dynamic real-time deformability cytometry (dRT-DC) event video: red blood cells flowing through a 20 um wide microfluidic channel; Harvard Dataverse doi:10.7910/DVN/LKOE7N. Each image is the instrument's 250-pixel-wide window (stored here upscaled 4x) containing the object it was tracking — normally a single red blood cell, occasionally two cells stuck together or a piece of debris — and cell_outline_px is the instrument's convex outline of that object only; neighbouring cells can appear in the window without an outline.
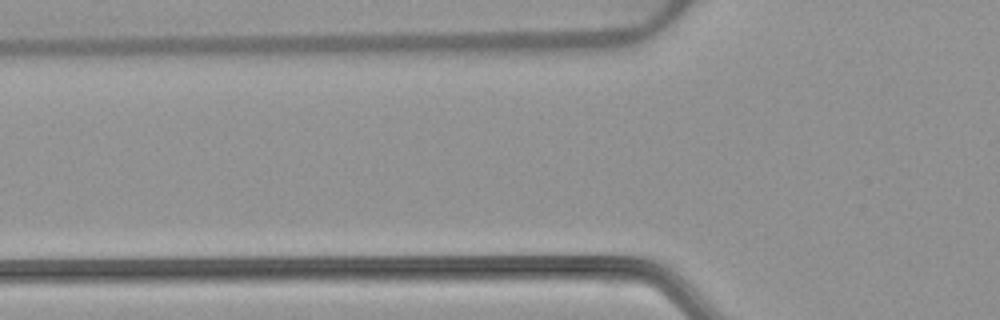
{"species": "common noctule bat (a hibernating species)", "species_latin": "Nyctalus noctula", "temperature_condition": "warm", "stored_images_in_passage": 2, "camera_frame_rate_fps": 3000, "um_per_image_px": 0.085, "animal": {"sex": "female", "body_mass_g": 22.7, "forearm_length_mm": 54.2}, "frame": {"image": 1, "passage_image": 2, "time_ms": 0.333, "image_size_px": [1000, 320], "cell_outline_px": [[148, 280], [56, 280], [52, 264], [84, 260], [148, 260]], "centroid_in_image_um": [8.68, 22.97], "position_along_channel_um": 117.1, "area_um2": 13.18}}